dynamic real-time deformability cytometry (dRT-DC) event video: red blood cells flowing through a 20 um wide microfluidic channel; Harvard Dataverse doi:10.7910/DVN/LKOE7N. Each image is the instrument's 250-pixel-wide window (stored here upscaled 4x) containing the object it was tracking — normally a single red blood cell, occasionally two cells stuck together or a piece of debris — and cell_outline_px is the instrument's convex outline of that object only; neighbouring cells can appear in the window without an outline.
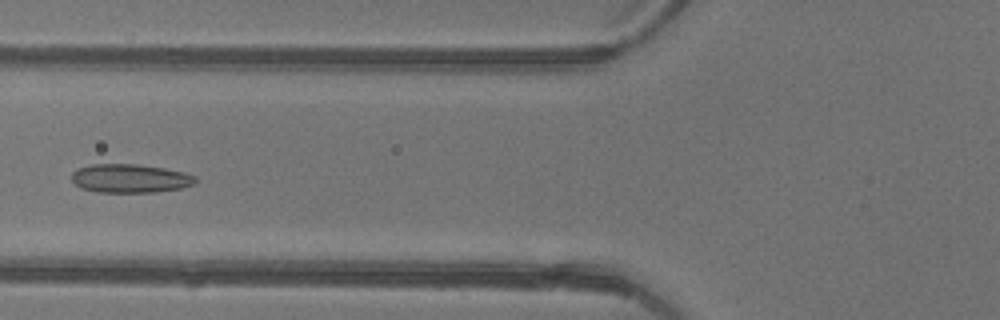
{"species": "common noctule bat (a hibernating species)", "species_latin": "Nyctalus noctula", "temperature_condition": "warm", "stored_images_in_passage": 40, "camera_frame_rate_fps": 3000, "um_per_image_px": 0.085, "animal": {"sex": "female"}, "frame": {"image": 1, "passage_image": 18, "time_ms": 5.667, "image_size_px": [1000, 320], "cell_outline_px": [[196, 180], [192, 184], [180, 188], [156, 192], [96, 192], [80, 188], [72, 180], [72, 172], [76, 168], [92, 164], [136, 164], [164, 168], [184, 172], [196, 176]], "centroid_in_image_um": [11.02, 15.16], "position_along_channel_um": 114.8, "area_um2": 20.69}}
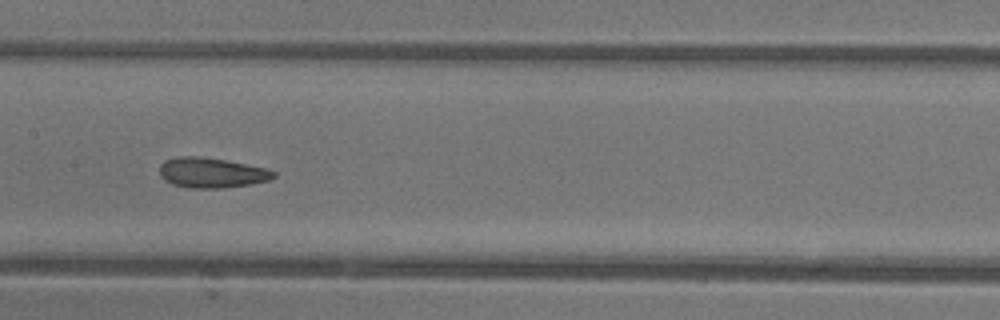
{"frame": {"image": 2, "passage_image": 23, "time_ms": 7.333, "image_size_px": [1000, 320], "cell_outline_px": [[276, 176], [272, 180], [252, 184], [224, 188], [188, 188], [172, 184], [164, 180], [160, 176], [160, 164], [164, 160], [176, 156], [200, 156], [224, 160], [268, 168], [276, 172]], "centroid_in_image_um": [18.0, 14.68], "position_along_channel_um": 189.4, "area_um2": 20.35}}
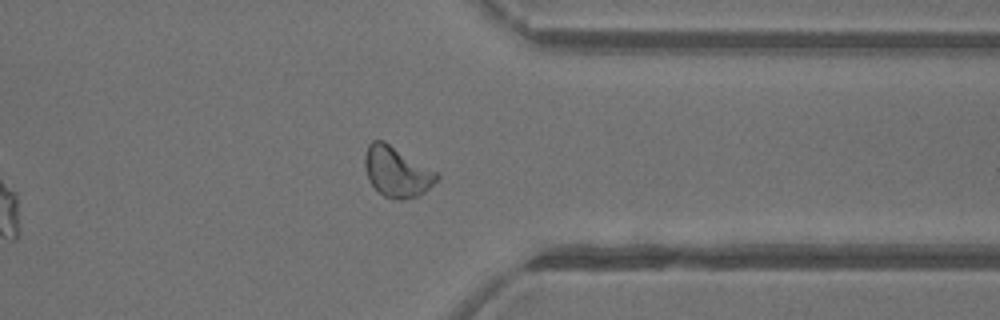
{"frame": {"image": 3, "passage_image": 36, "time_ms": 11.667, "image_size_px": [1000, 320], "cell_outline_px": [[440, 176], [424, 192], [416, 196], [404, 200], [400, 200], [384, 196], [368, 180], [364, 164], [364, 156], [368, 144], [372, 140], [384, 140], [440, 172]], "centroid_in_image_um": [33.74, 14.56], "position_along_channel_um": 377.7, "area_um2": 21.33}, "authors_computed_cell_mechanics": {"area_um2": 20.7213, "velocity_mm_per_s": 4.4578, "shape_relaxation_time_tau1_ms": 6.8238, "shape_relaxation_time_tau2_ms": 1.5701, "deformation_change_tau1": 0.1426, "deformation_change_tau2": 0.0772}}